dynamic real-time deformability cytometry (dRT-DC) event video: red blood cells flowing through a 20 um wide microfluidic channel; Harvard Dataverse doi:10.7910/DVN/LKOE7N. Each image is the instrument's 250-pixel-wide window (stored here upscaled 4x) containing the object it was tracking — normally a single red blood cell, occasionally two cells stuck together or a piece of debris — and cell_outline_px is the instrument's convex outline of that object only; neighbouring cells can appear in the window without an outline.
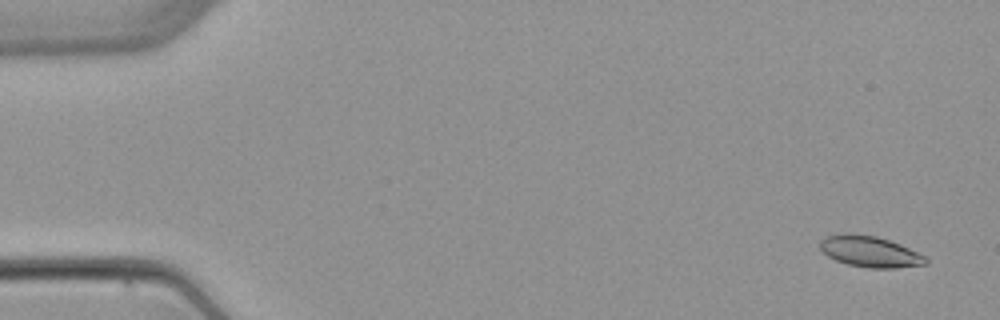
{"species": "common noctule bat (a hibernating species)", "species_latin": "Nyctalus noctula", "temperature_condition": "warm", "stored_images_in_passage": 4, "camera_frame_rate_fps": 3000, "um_per_image_px": 0.085, "animal": {"sex": "female", "body_mass_g": 22.7, "forearm_length_mm": 54.2}, "frame": {"image": 1, "passage_image": 1, "time_ms": 0.0, "image_size_px": [1000, 320], "cell_outline_px": [[928, 264], [896, 268], [868, 268], [848, 264], [836, 260], [820, 252], [820, 240], [824, 236], [840, 232], [848, 232], [876, 236], [900, 244], [928, 256]], "centroid_in_image_um": [73.93, 21.37], "position_along_channel_um": 11.1, "area_um2": 19.59}}
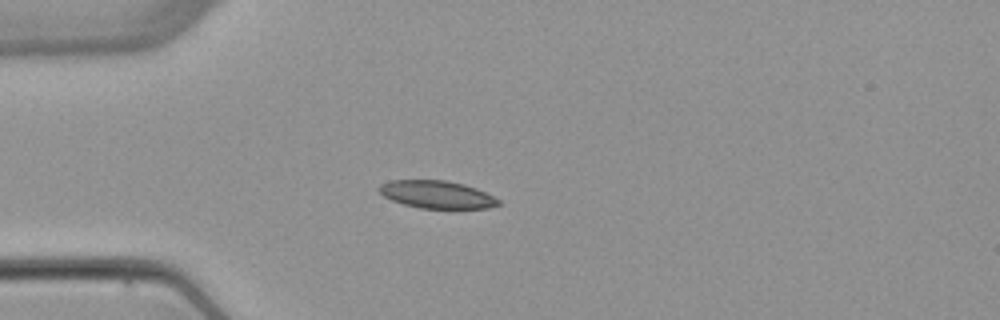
{"frame": {"image": 2, "passage_image": 4, "time_ms": 4.0, "image_size_px": [1000, 320], "cell_outline_px": [[500, 204], [488, 208], [420, 208], [404, 204], [392, 200], [384, 196], [376, 188], [380, 184], [392, 180], [444, 180], [464, 184], [476, 188], [500, 200]], "centroid_in_image_um": [37.11, 16.53], "position_along_channel_um": 47.9, "area_um2": 19.07}}